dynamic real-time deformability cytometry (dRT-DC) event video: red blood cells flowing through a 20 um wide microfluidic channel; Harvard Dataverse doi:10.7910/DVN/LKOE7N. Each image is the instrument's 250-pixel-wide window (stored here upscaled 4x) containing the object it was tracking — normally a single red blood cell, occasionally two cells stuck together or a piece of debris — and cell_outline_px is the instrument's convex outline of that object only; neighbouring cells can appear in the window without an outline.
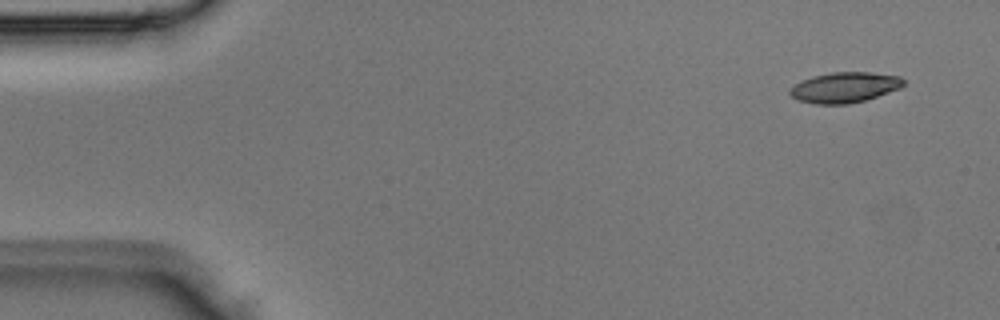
{"species": "Egyptian fruit bat (a non-hibernating species)", "species_latin": "Rousettus aegyptiacus", "temperature_condition": "room temperature", "stored_images_in_passage": 4, "camera_frame_rate_fps": 3000, "um_per_image_px": 0.085, "animal": {"sex": "male"}, "frame": {"image": 1, "passage_image": 1, "time_ms": 0.0, "image_size_px": [1000, 320], "cell_outline_px": [[904, 84], [900, 88], [864, 100], [848, 104], [816, 104], [800, 100], [792, 96], [788, 92], [800, 80], [812, 76], [832, 72], [872, 72], [900, 76], [904, 80]], "centroid_in_image_um": [71.8, 7.41], "position_along_channel_um": 13.2, "area_um2": 20.0}}